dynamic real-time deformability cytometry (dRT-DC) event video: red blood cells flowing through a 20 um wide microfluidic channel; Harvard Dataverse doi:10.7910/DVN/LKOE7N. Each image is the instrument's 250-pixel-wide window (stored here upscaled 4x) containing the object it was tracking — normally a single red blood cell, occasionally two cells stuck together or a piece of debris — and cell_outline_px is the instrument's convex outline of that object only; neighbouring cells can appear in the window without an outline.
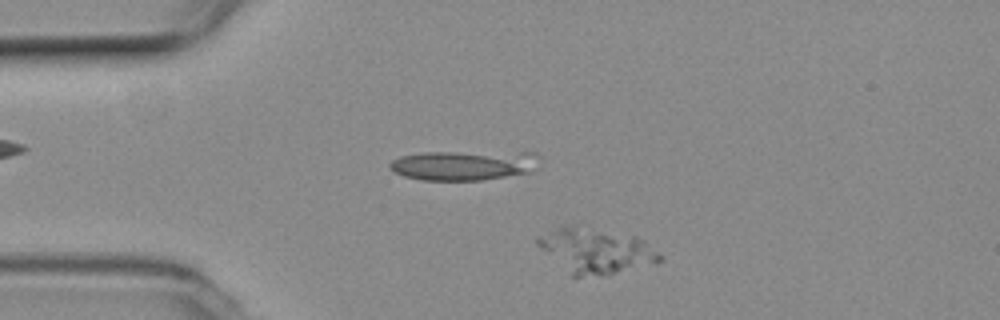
{"species": "common noctule bat (a hibernating species)", "species_latin": "Nyctalus noctula", "temperature_condition": "room temperature", "stored_images_in_passage": 29, "camera_frame_rate_fps": 3000, "um_per_image_px": 0.085, "animal": {"sex": "female", "body_mass_g": 19.3, "forearm_length_mm": 54.1}, "frame": {"image": 1, "passage_image": 3, "time_ms": 0.667, "image_size_px": [1000, 320], "cell_outline_px": [[664, 260], [604, 276], [572, 276], [540, 248], [536, 244], [536, 236], [564, 224], [636, 236], [644, 240], [660, 252], [664, 256]], "centroid_in_image_um": [50.65, 21.31], "position_along_channel_um": 34.3, "area_um2": 31.96}}
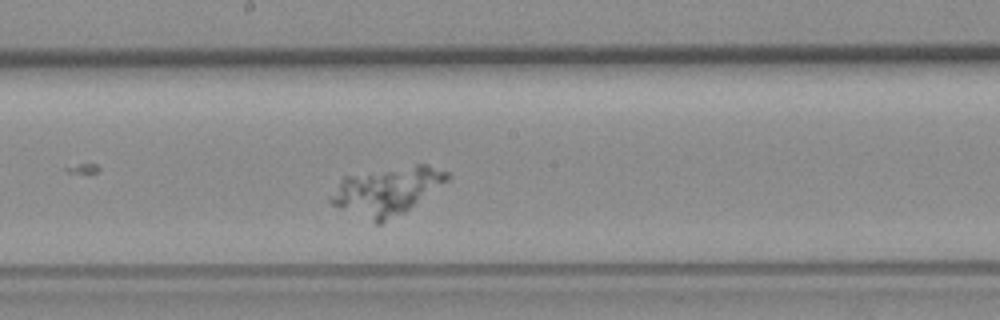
{"frame": {"image": 2, "passage_image": 22, "time_ms": 7.0, "image_size_px": [1000, 320], "cell_outline_px": [[448, 180], [404, 212], [380, 224], [376, 224], [332, 204], [328, 200], [340, 180], [344, 176], [416, 164], [428, 164], [448, 172]], "centroid_in_image_um": [32.87, 16.23], "position_along_channel_um": 215.3, "area_um2": 31.91}}
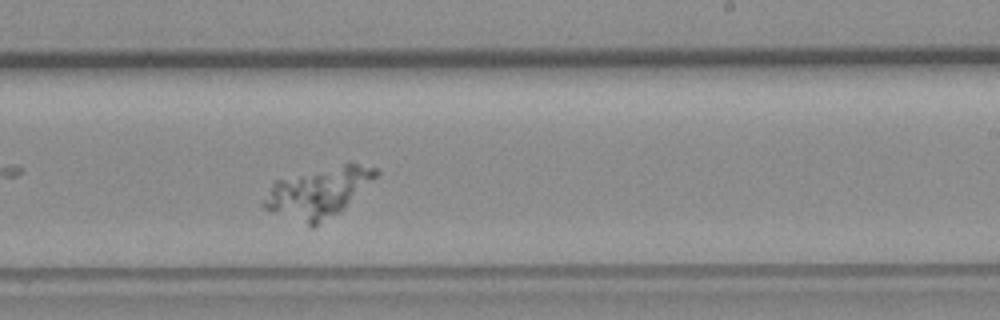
{"frame": {"image": 3, "passage_image": 26, "time_ms": 8.333, "image_size_px": [1000, 320], "cell_outline_px": [[380, 172], [376, 176], [336, 212], [316, 228], [312, 228], [272, 212], [264, 208], [260, 204], [260, 200], [272, 184], [276, 180], [344, 164], [356, 164], [376, 168]], "centroid_in_image_um": [26.92, 16.4], "position_along_channel_um": 262.1, "area_um2": 31.62}}